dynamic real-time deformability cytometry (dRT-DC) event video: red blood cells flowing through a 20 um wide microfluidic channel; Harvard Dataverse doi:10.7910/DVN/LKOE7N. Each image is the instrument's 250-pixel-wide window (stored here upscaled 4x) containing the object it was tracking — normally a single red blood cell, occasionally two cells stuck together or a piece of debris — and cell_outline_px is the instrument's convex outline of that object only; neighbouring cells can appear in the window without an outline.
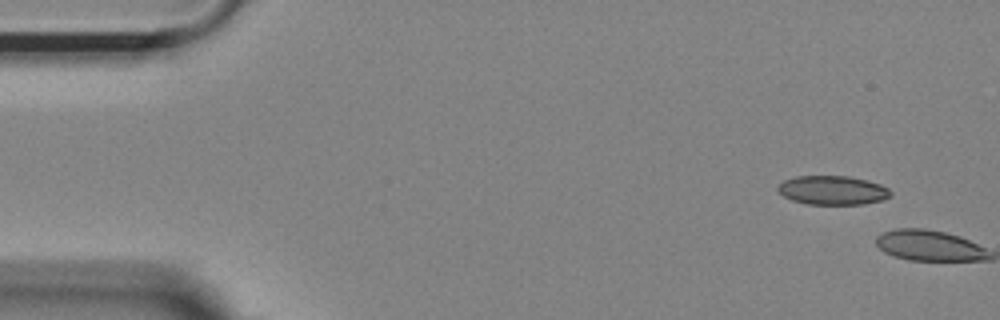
{"species": "Egyptian fruit bat (a non-hibernating species)", "species_latin": "Rousettus aegyptiacus", "temperature_condition": "room temperature", "stored_images_in_passage": 2, "camera_frame_rate_fps": 3000, "um_per_image_px": 0.085, "animal": {"sex": "female"}, "frame": {"image": 1, "passage_image": 1, "time_ms": 0.0, "image_size_px": [1000, 320], "cell_outline_px": [[892, 192], [884, 200], [864, 204], [808, 204], [792, 200], [784, 196], [776, 188], [784, 180], [796, 176], [848, 176], [868, 180], [880, 184], [888, 188]], "centroid_in_image_um": [70.79, 16.17], "position_along_channel_um": 14.2, "area_um2": 19.02}}